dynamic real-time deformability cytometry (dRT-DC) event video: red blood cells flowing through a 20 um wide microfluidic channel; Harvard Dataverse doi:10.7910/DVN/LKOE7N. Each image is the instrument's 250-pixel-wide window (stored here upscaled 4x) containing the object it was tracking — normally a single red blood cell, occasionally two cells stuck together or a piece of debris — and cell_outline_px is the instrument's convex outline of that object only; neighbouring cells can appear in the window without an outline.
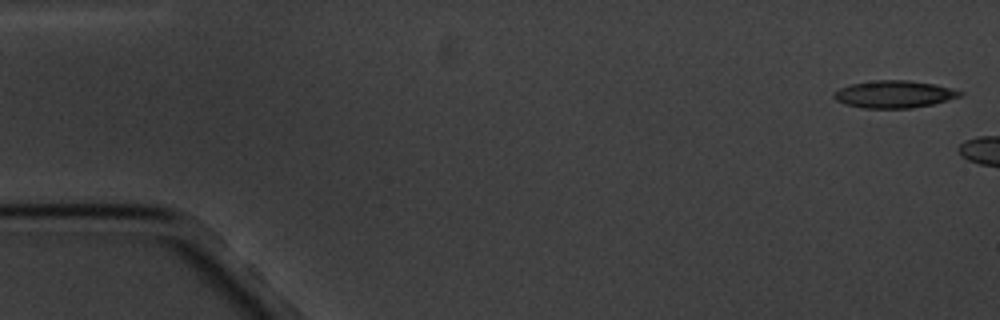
{"species": "common noctule bat (a hibernating species)", "species_latin": "Nyctalus noctula", "temperature_condition": "cold", "stored_images_in_passage": 3, "camera_frame_rate_fps": 3000, "um_per_image_px": 0.085, "animal": {"sex": "male", "body_mass_g": 20.1, "forearm_length_mm": 53.5}, "frame": {"image": 1, "passage_image": 1, "time_ms": 0.0, "image_size_px": [1000, 320], "cell_outline_px": [[964, 92], [960, 96], [932, 104], [912, 108], [864, 108], [844, 104], [836, 100], [832, 96], [840, 88], [852, 84], [876, 80], [908, 80], [936, 84]], "centroid_in_image_um": [75.99, 8.01], "position_along_channel_um": 9.0, "area_um2": 19.88}}